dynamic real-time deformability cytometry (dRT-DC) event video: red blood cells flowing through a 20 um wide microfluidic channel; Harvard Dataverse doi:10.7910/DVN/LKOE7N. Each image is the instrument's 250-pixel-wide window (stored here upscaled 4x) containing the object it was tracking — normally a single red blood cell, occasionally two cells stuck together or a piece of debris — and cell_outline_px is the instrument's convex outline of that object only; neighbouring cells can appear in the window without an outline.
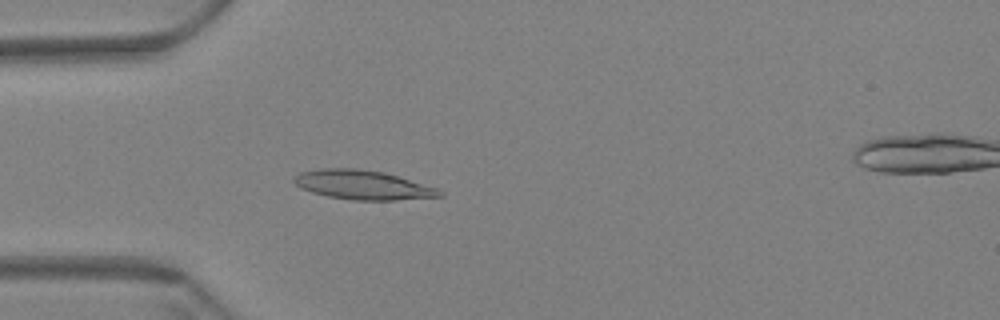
{"species": "Egyptian fruit bat (a non-hibernating species)", "species_latin": "Rousettus aegyptiacus", "temperature_condition": "warm", "stored_images_in_passage": 60, "camera_frame_rate_fps": 3000, "um_per_image_px": 0.085, "animal": {"sex": "female"}, "frame": {"image": 1, "passage_image": 18, "time_ms": 5.667, "image_size_px": [1000, 320], "cell_outline_px": [[444, 196], [396, 200], [352, 200], [328, 196], [312, 192], [300, 188], [292, 180], [300, 172], [320, 168], [356, 168], [384, 172], [436, 188], [444, 192]], "centroid_in_image_um": [30.82, 15.72], "position_along_channel_um": 54.2, "area_um2": 24.68}}
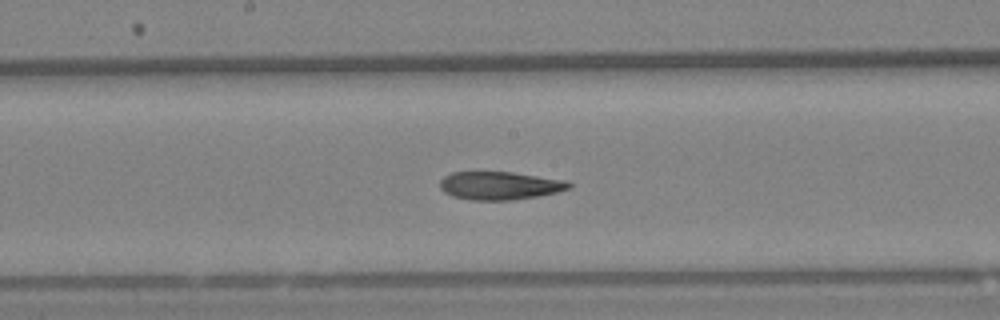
{"frame": {"image": 2, "passage_image": 32, "time_ms": 10.333, "image_size_px": [1000, 320], "cell_outline_px": [[572, 188], [556, 192], [536, 196], [512, 200], [468, 200], [452, 196], [444, 192], [440, 188], [440, 180], [444, 176], [452, 172], [512, 172], [568, 180], [572, 184]], "centroid_in_image_um": [42.48, 15.77], "position_along_channel_um": 205.7, "area_um2": 21.27}}
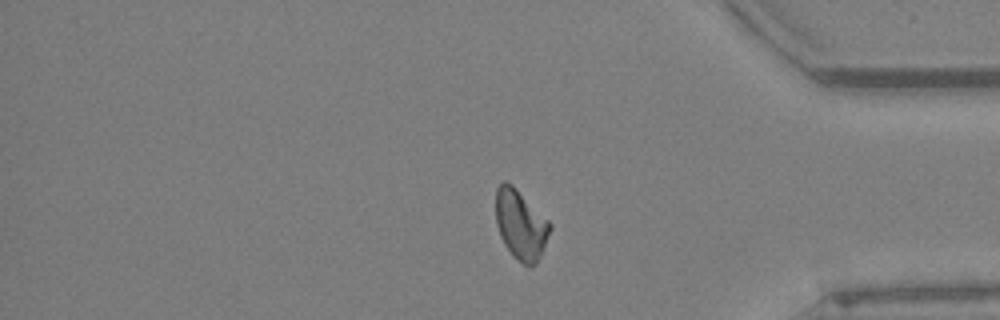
{"frame": {"image": 3, "passage_image": 50, "time_ms": 16.333, "image_size_px": [1000, 320], "cell_outline_px": [[552, 228], [540, 256], [536, 264], [524, 264], [512, 256], [504, 244], [500, 236], [496, 224], [496, 188], [504, 180], [508, 180], [552, 224]], "centroid_in_image_um": [44.24, 19.07], "position_along_channel_um": 391.0, "area_um2": 21.91}, "authors_computed_cell_mechanics": {"area_um2": 22.0218, "velocity_mm_per_s": 3.416, "shape_relaxation_time_tau1_ms": 7.4302, "shape_relaxation_time_tau2_ms": 4.2667, "deformation_change_tau1": 0.1876, "deformation_change_tau2": 0.1153}}